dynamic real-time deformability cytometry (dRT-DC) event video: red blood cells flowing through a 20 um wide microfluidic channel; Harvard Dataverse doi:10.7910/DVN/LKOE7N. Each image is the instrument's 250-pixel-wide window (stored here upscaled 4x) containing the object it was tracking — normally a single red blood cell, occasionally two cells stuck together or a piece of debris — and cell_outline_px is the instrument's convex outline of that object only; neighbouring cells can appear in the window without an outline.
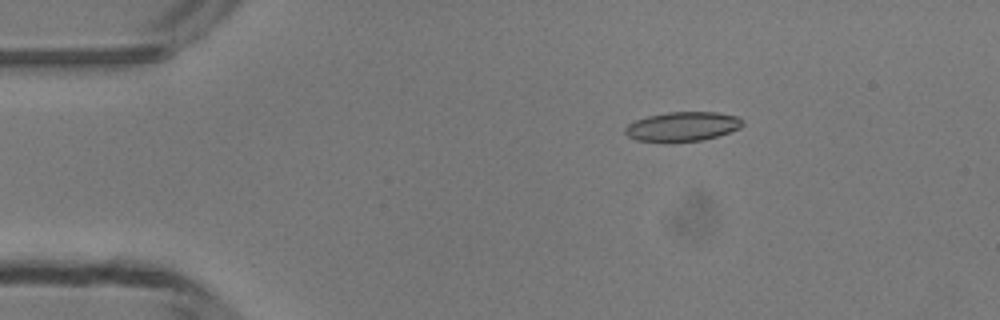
{"species": "common noctule bat (a hibernating species)", "species_latin": "Nyctalus noctula", "temperature_condition": "room temperature", "stored_images_in_passage": 49, "camera_frame_rate_fps": 3000, "um_per_image_px": 0.085, "animal": {"sex": "male", "body_mass_g": 13.3}, "frame": {"image": 1, "passage_image": 9, "time_ms": 2.667, "image_size_px": [1000, 320], "cell_outline_px": [[744, 124], [740, 128], [704, 140], [668, 144], [636, 140], [628, 136], [624, 132], [624, 128], [628, 124], [636, 120], [648, 116], [668, 112], [716, 112], [736, 116], [744, 120]], "centroid_in_image_um": [57.98, 10.78], "position_along_channel_um": 27.0, "area_um2": 20.58}}
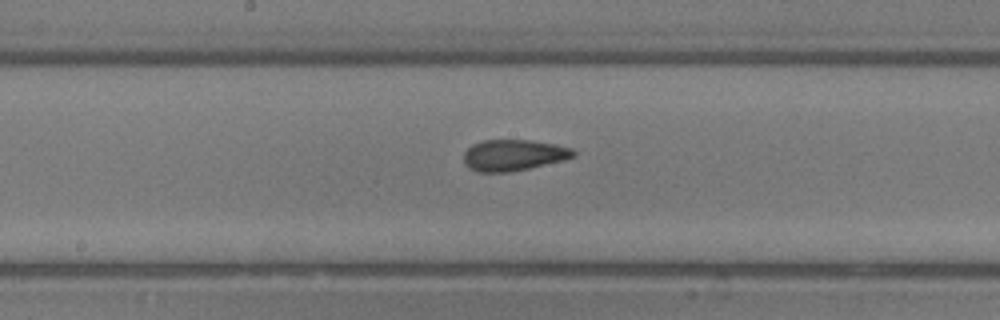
{"frame": {"image": 2, "passage_image": 26, "time_ms": 8.333, "image_size_px": [1000, 320], "cell_outline_px": [[576, 156], [564, 160], [512, 172], [476, 172], [468, 168], [464, 164], [464, 152], [472, 144], [484, 140], [528, 140], [556, 144], [572, 148], [576, 152]], "centroid_in_image_um": [43.64, 13.19], "position_along_channel_um": 204.6, "area_um2": 20.11}}
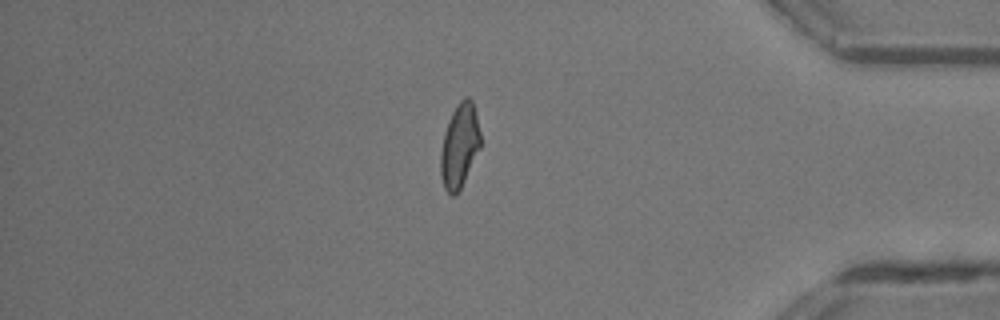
{"frame": {"image": 3, "passage_image": 42, "time_ms": 13.667, "image_size_px": [1000, 320], "cell_outline_px": [[480, 148], [456, 196], [452, 196], [444, 188], [440, 176], [440, 152], [444, 132], [448, 120], [456, 104], [464, 96], [468, 96], [472, 100], [480, 132]], "centroid_in_image_um": [39.03, 12.37], "position_along_channel_um": 396.2, "area_um2": 19.54}, "authors_computed_cell_mechanics": {"area_um2": 19.7676, "velocity_mm_per_s": 4.2245, "shape_relaxation_time_tau1_ms": 5.2365, "shape_relaxation_time_tau2_ms": 1.7141, "deformation_change_tau1": 0.1491, "deformation_change_tau2": 0.081}}